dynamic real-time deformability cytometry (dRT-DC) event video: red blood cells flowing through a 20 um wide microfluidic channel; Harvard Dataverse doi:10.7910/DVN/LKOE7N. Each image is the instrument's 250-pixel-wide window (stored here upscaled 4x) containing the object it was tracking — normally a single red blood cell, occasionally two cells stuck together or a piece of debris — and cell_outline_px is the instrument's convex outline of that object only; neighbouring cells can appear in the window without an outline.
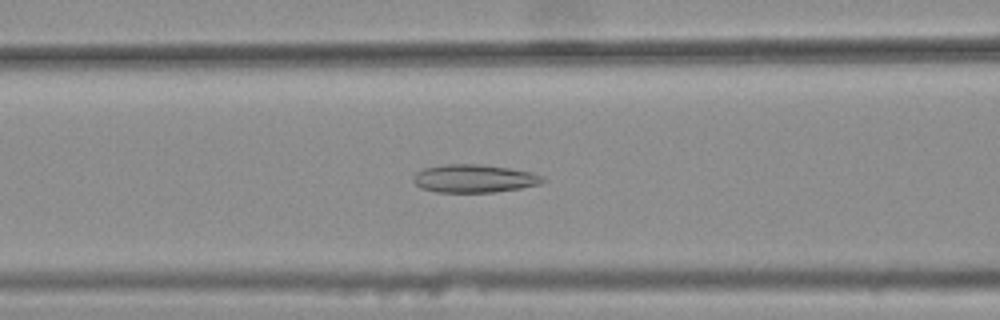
{"species": "common noctule bat (a hibernating species)", "species_latin": "Nyctalus noctula", "temperature_condition": "warm", "stored_images_in_passage": 46, "camera_frame_rate_fps": 3000, "um_per_image_px": 0.085, "animal": {"sex": "female", "body_mass_g": 25.1}, "frame": {"image": 1, "passage_image": 22, "time_ms": 7.0, "image_size_px": [1000, 320], "cell_outline_px": [[548, 180], [540, 184], [520, 188], [496, 192], [436, 192], [420, 188], [412, 180], [416, 172], [424, 168], [444, 164], [480, 164], [508, 168], [532, 172], [544, 176]], "centroid_in_image_um": [40.32, 15.17], "position_along_channel_um": 126.3, "area_um2": 21.33}}
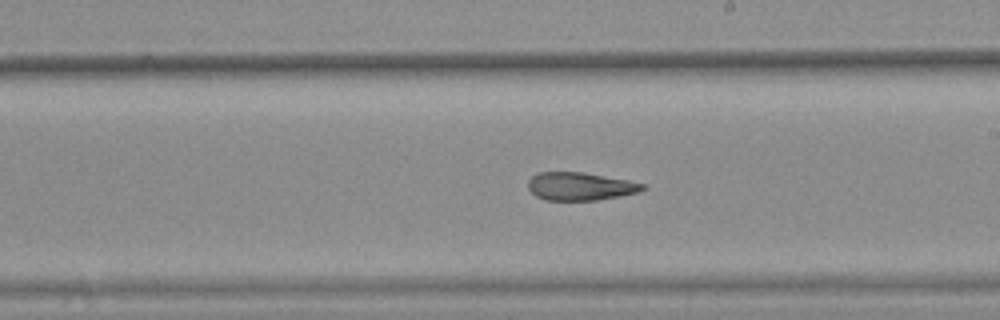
{"frame": {"image": 2, "passage_image": 31, "time_ms": 10.0, "image_size_px": [1000, 320], "cell_outline_px": [[648, 188], [636, 192], [620, 196], [596, 200], [544, 200], [536, 196], [528, 188], [528, 180], [532, 176], [540, 172], [584, 172], [628, 180], [644, 184]], "centroid_in_image_um": [49.31, 15.83], "position_along_channel_um": 239.7, "area_um2": 18.67}}
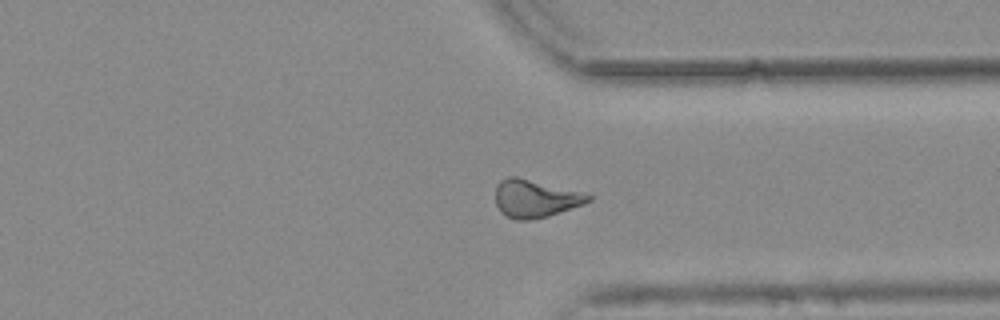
{"frame": {"image": 3, "passage_image": 41, "time_ms": 13.333, "image_size_px": [1000, 320], "cell_outline_px": [[592, 200], [584, 204], [548, 216], [528, 220], [516, 220], [508, 216], [496, 204], [496, 188], [500, 180], [508, 176], [516, 176], [580, 192], [592, 196]], "centroid_in_image_um": [45.5, 16.87], "position_along_channel_um": 365.9, "area_um2": 20.0}, "authors_computed_cell_mechanics": {"area_um2": 20.6635, "velocity_mm_per_s": 3.7862, "shape_relaxation_time_tau1_ms": null, "shape_relaxation_time_tau2_ms": 2.4727, "deformation_change_tau1": null, "deformation_change_tau2": 0.1019}}